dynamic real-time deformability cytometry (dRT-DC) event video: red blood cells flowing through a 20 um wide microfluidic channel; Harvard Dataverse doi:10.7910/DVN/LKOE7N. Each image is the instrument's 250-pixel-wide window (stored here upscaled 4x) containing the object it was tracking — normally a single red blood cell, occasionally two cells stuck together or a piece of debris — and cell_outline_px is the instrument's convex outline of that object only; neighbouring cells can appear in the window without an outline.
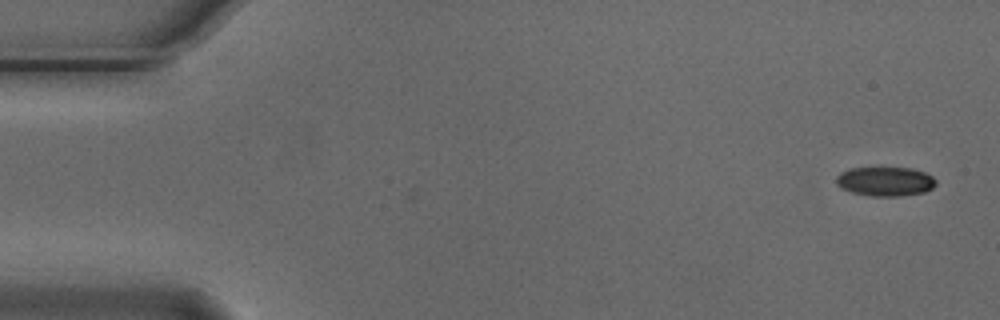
{"species": "Egyptian fruit bat (a non-hibernating species)", "species_latin": "Rousettus aegyptiacus", "temperature_condition": "cold", "stored_images_in_passage": 4, "camera_frame_rate_fps": 3000, "um_per_image_px": 0.085, "animal": {"sex": "male"}, "frame": {"image": 1, "passage_image": 1, "time_ms": 0.0, "image_size_px": [1000, 320], "cell_outline_px": [[936, 184], [932, 188], [924, 192], [896, 196], [872, 196], [852, 192], [840, 188], [836, 184], [836, 176], [840, 172], [848, 168], [912, 168], [924, 172], [932, 176], [936, 180]], "centroid_in_image_um": [75.22, 15.41], "position_along_channel_um": 9.8, "area_um2": 16.99}}
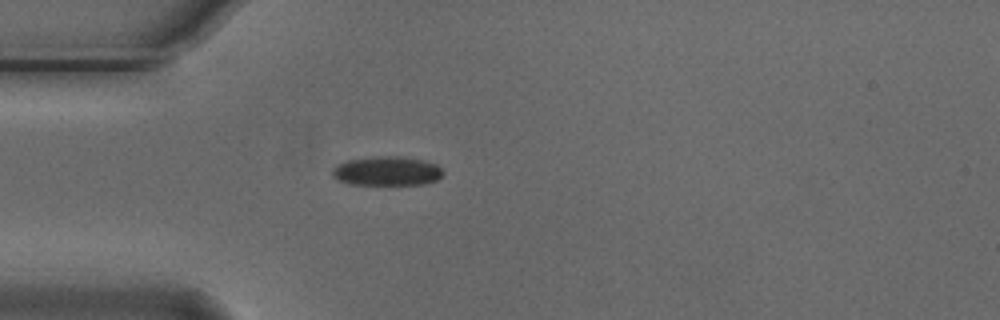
{"frame": {"image": 2, "passage_image": 4, "time_ms": 1.0, "image_size_px": [1000, 320], "cell_outline_px": [[444, 172], [436, 180], [424, 184], [348, 184], [336, 180], [332, 176], [332, 168], [336, 164], [348, 160], [372, 156], [404, 156], [424, 160], [436, 164]], "centroid_in_image_um": [32.84, 14.52], "position_along_channel_um": 52.2, "area_um2": 19.02}}